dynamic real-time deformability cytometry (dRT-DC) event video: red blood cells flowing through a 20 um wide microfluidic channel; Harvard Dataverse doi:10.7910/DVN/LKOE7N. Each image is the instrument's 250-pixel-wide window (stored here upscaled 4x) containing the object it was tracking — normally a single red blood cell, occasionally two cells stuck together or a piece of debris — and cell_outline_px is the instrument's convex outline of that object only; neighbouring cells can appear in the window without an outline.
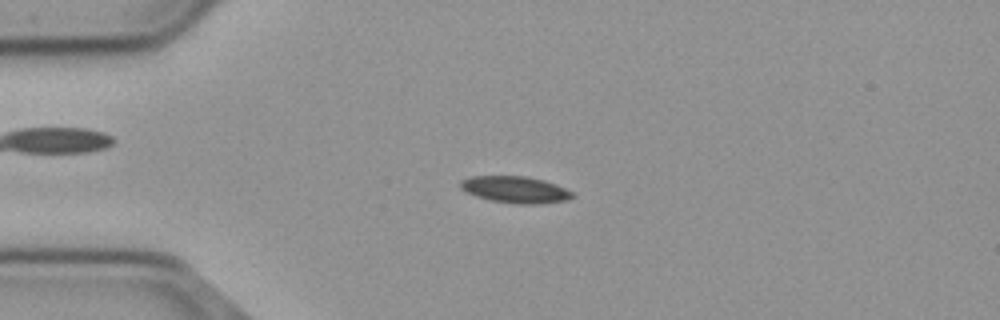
{"species": "common noctule bat (a hibernating species)", "species_latin": "Nyctalus noctula", "temperature_condition": "cold", "stored_images_in_passage": 55, "camera_frame_rate_fps": 3000, "um_per_image_px": 0.085, "animal": {"sex": "male", "body_mass_g": 23.1, "forearm_length_mm": 52.7}, "frame": {"image": 1, "passage_image": 13, "time_ms": 4.0, "image_size_px": [1000, 320], "cell_outline_px": [[576, 196], [568, 200], [536, 204], [520, 204], [492, 200], [476, 196], [460, 188], [460, 180], [468, 176], [528, 176], [544, 180], [556, 184], [572, 192]], "centroid_in_image_um": [43.81, 16.1], "position_along_channel_um": 41.2, "area_um2": 17.4}}
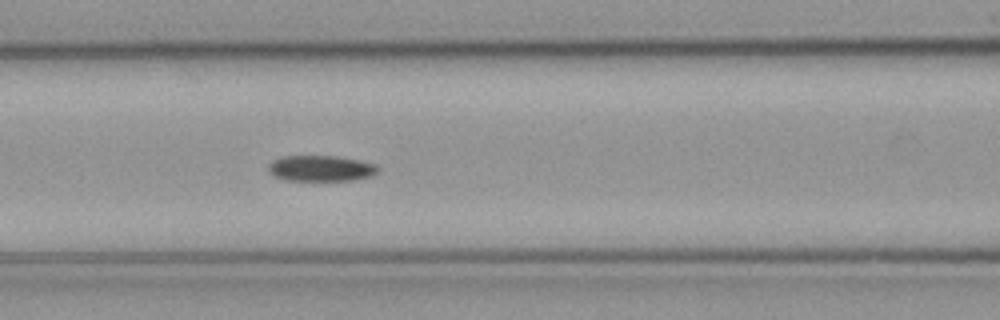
{"frame": {"image": 2, "passage_image": 23, "time_ms": 7.333, "image_size_px": [1000, 320], "cell_outline_px": [[380, 168], [372, 176], [352, 180], [288, 180], [272, 176], [268, 172], [268, 164], [272, 160], [284, 156], [336, 156], [376, 164]], "centroid_in_image_um": [27.24, 14.31], "position_along_channel_um": 139.4, "area_um2": 16.47}}
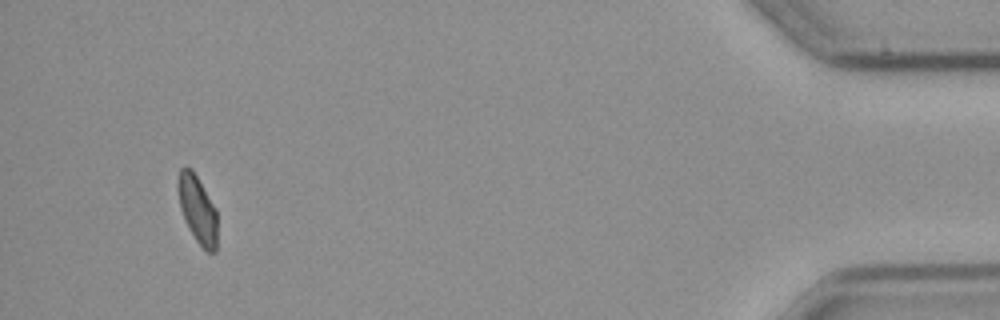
{"frame": {"image": 3, "passage_image": 52, "time_ms": 17.0, "image_size_px": [1000, 320], "cell_outline_px": [[216, 252], [208, 252], [196, 240], [188, 228], [184, 220], [180, 208], [176, 188], [176, 180], [180, 168], [192, 168], [216, 208]], "centroid_in_image_um": [16.75, 17.75], "position_along_channel_um": 418.5, "area_um2": 15.61}, "authors_computed_cell_mechanics": {"area_um2": 16.6464, "velocity_mm_per_s": 3.6959, "shape_relaxation_time_tau1_ms": null, "shape_relaxation_time_tau2_ms": 3.359, "deformation_change_tau1": null, "deformation_change_tau2": 0.0746}}